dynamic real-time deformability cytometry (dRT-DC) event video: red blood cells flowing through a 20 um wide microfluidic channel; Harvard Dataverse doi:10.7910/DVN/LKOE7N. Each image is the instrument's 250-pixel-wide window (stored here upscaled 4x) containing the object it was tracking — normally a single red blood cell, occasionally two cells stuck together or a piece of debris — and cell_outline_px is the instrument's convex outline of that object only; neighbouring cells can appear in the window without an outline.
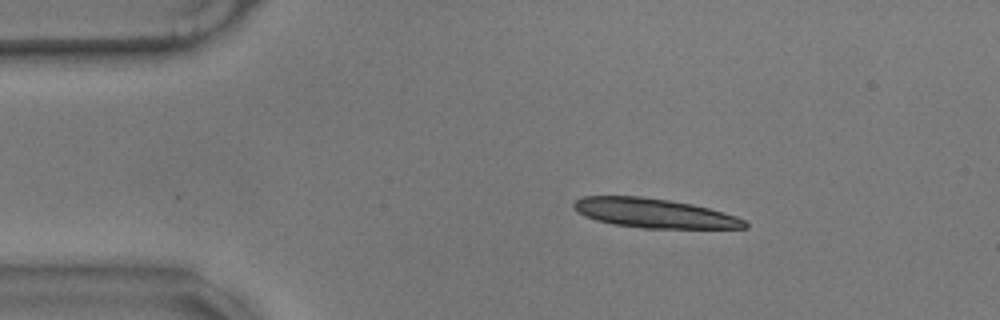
{"species": "common noctule bat (a hibernating species)", "species_latin": "Nyctalus noctula", "temperature_condition": "warm", "stored_images_in_passage": 11, "camera_frame_rate_fps": 3000, "um_per_image_px": 0.085, "animal": {"sex": "male", "body_mass_g": 17.9}, "frame": {"image": 1, "passage_image": 1, "time_ms": 0.0, "image_size_px": [1000, 320], "cell_outline_px": [[748, 228], [644, 228], [612, 224], [596, 220], [584, 216], [572, 204], [576, 200], [584, 196], [640, 196], [668, 200], [692, 204], [708, 208], [736, 216], [744, 220], [748, 224]], "centroid_in_image_um": [55.61, 18.12], "position_along_channel_um": 29.4, "area_um2": 28.96}}